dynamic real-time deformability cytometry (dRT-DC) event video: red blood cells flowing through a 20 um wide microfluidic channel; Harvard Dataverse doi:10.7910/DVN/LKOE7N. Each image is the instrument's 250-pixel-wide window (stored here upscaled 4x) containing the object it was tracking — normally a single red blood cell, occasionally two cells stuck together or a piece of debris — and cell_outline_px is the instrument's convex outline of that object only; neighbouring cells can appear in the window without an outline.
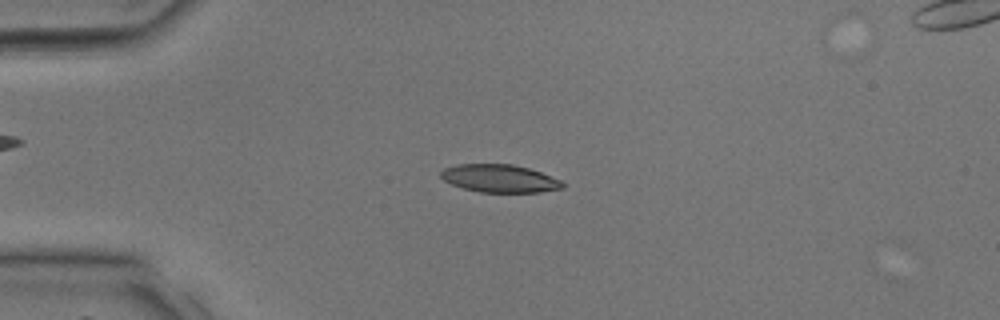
{"species": "common noctule bat (a hibernating species)", "species_latin": "Nyctalus noctula", "temperature_condition": "room temperature", "stored_images_in_passage": 37, "camera_frame_rate_fps": 3000, "um_per_image_px": 0.085, "animal": {"sex": "male", "body_mass_g": 17.9, "forearm_length_mm": 54.2}, "frame": {"image": 1, "passage_image": 9, "time_ms": 2.667, "image_size_px": [1000, 320], "cell_outline_px": [[564, 188], [540, 192], [480, 192], [464, 188], [452, 184], [444, 180], [440, 176], [440, 172], [444, 168], [456, 164], [512, 164], [528, 168], [540, 172], [560, 180], [564, 184]], "centroid_in_image_um": [42.45, 15.16], "position_along_channel_um": 42.5, "area_um2": 19.65}}
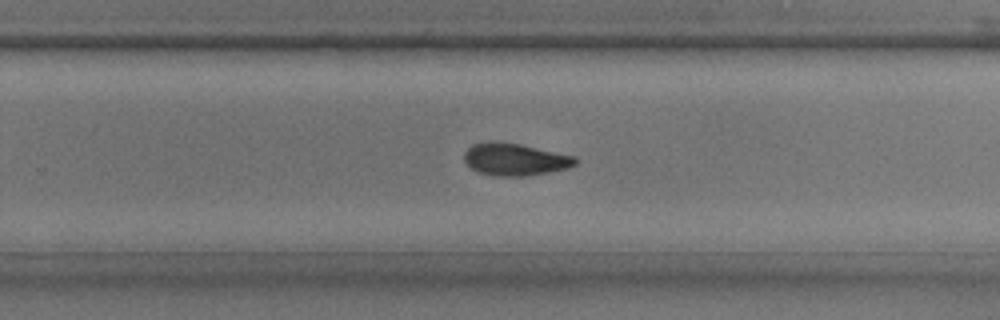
{"frame": {"image": 2, "passage_image": 24, "time_ms": 7.667, "image_size_px": [1000, 320], "cell_outline_px": [[576, 164], [568, 168], [548, 172], [524, 176], [496, 176], [476, 172], [464, 160], [464, 152], [472, 144], [484, 140], [492, 140], [520, 144], [576, 156]], "centroid_in_image_um": [43.73, 13.53], "position_along_channel_um": 286.1, "area_um2": 21.1}}
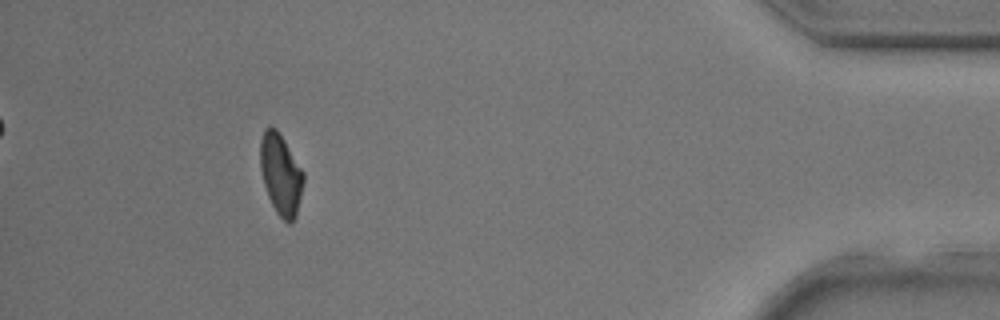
{"frame": {"image": 3, "passage_image": 34, "time_ms": 11.0, "image_size_px": [1000, 320], "cell_outline_px": [[304, 180], [296, 216], [292, 224], [288, 224], [276, 212], [268, 196], [264, 184], [260, 168], [260, 140], [264, 128], [268, 124], [272, 124], [276, 128], [284, 140], [304, 172]], "centroid_in_image_um": [23.85, 14.79], "position_along_channel_um": 411.3, "area_um2": 20.52}}